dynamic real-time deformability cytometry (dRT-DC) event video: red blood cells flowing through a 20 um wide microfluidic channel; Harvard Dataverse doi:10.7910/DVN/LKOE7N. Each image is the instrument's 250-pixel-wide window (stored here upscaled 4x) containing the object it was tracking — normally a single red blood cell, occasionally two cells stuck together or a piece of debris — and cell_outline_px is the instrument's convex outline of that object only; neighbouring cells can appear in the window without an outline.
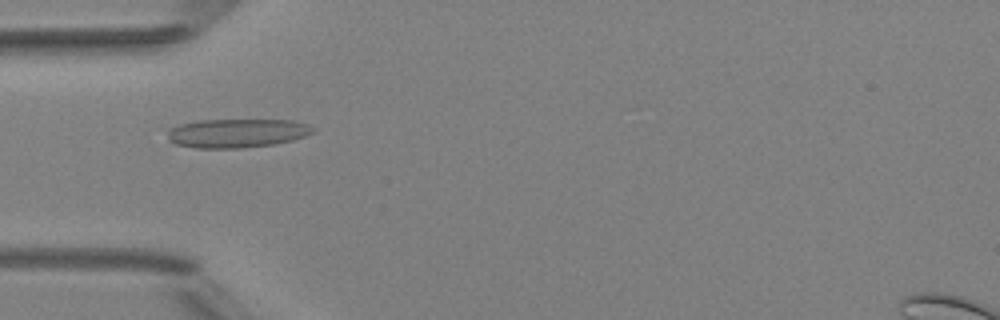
{"species": "Egyptian fruit bat (a non-hibernating species)", "species_latin": "Rousettus aegyptiacus", "temperature_condition": "room temperature", "stored_images_in_passage": 2, "camera_frame_rate_fps": 3000, "um_per_image_px": 0.085, "animal": {"sex": "female"}, "frame": {"image": 1, "passage_image": 1, "time_ms": 0.0, "image_size_px": [1000, 320], "cell_outline_px": [[316, 128], [312, 132], [304, 136], [292, 140], [276, 144], [240, 148], [196, 148], [176, 144], [168, 140], [168, 128], [180, 124], [200, 120], [292, 120], [308, 124]], "centroid_in_image_um": [20.13, 11.32], "position_along_channel_um": 64.9, "area_um2": 24.51}}
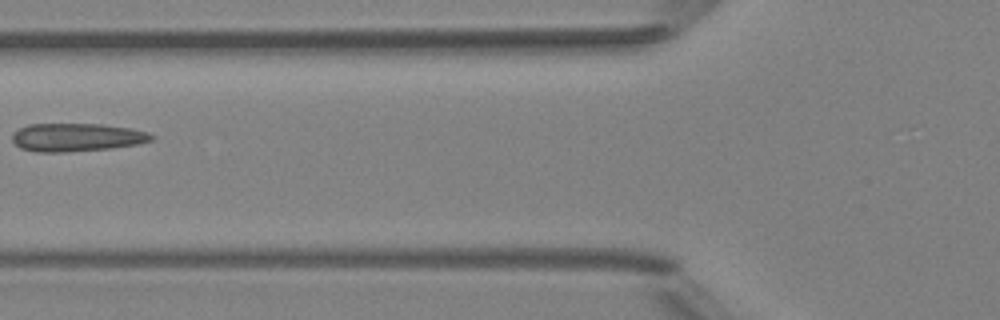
{"frame": {"image": 2, "passage_image": 2, "time_ms": 1.333, "image_size_px": [1000, 320], "cell_outline_px": [[156, 136], [152, 140], [140, 144], [112, 148], [68, 152], [36, 152], [20, 148], [12, 140], [12, 132], [28, 124], [104, 124], [132, 128], [148, 132]], "centroid_in_image_um": [6.55, 11.67], "position_along_channel_um": 119.3, "area_um2": 23.18}}